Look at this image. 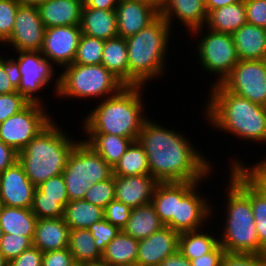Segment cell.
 <instances>
[{"label": "cell", "instance_id": "obj_1", "mask_svg": "<svg viewBox=\"0 0 266 266\" xmlns=\"http://www.w3.org/2000/svg\"><path fill=\"white\" fill-rule=\"evenodd\" d=\"M153 120L150 116L144 122L138 137L147 155L150 175L158 182L209 181L215 173L211 157L207 158L198 146L195 148L188 135L183 134L186 131Z\"/></svg>", "mask_w": 266, "mask_h": 266}, {"label": "cell", "instance_id": "obj_2", "mask_svg": "<svg viewBox=\"0 0 266 266\" xmlns=\"http://www.w3.org/2000/svg\"><path fill=\"white\" fill-rule=\"evenodd\" d=\"M209 87L207 100H202L204 122L238 141L265 145L266 107L228 91L221 83Z\"/></svg>", "mask_w": 266, "mask_h": 266}, {"label": "cell", "instance_id": "obj_3", "mask_svg": "<svg viewBox=\"0 0 266 266\" xmlns=\"http://www.w3.org/2000/svg\"><path fill=\"white\" fill-rule=\"evenodd\" d=\"M145 87L124 86L117 94L96 102L82 119V133L112 134L137 141L144 122L150 117L143 102Z\"/></svg>", "mask_w": 266, "mask_h": 266}, {"label": "cell", "instance_id": "obj_4", "mask_svg": "<svg viewBox=\"0 0 266 266\" xmlns=\"http://www.w3.org/2000/svg\"><path fill=\"white\" fill-rule=\"evenodd\" d=\"M172 28L159 15L146 28L125 38L128 56V86H147L167 74ZM170 44V45H169ZM169 53V54H167ZM167 67V68H166ZM160 78V79H158Z\"/></svg>", "mask_w": 266, "mask_h": 266}, {"label": "cell", "instance_id": "obj_5", "mask_svg": "<svg viewBox=\"0 0 266 266\" xmlns=\"http://www.w3.org/2000/svg\"><path fill=\"white\" fill-rule=\"evenodd\" d=\"M58 123L53 120L18 153V161L35 186L63 174L69 155L80 141Z\"/></svg>", "mask_w": 266, "mask_h": 266}, {"label": "cell", "instance_id": "obj_6", "mask_svg": "<svg viewBox=\"0 0 266 266\" xmlns=\"http://www.w3.org/2000/svg\"><path fill=\"white\" fill-rule=\"evenodd\" d=\"M225 186L222 194L226 205L220 204L226 210L221 217L224 223H217L218 232L221 230L216 233L219 244L227 252L266 254L259 242L250 199L230 179Z\"/></svg>", "mask_w": 266, "mask_h": 266}, {"label": "cell", "instance_id": "obj_7", "mask_svg": "<svg viewBox=\"0 0 266 266\" xmlns=\"http://www.w3.org/2000/svg\"><path fill=\"white\" fill-rule=\"evenodd\" d=\"M60 73V74H59ZM57 77V99L103 100L117 94L125 85L104 65L70 64ZM89 98V99H88ZM97 98V99H96Z\"/></svg>", "mask_w": 266, "mask_h": 266}, {"label": "cell", "instance_id": "obj_8", "mask_svg": "<svg viewBox=\"0 0 266 266\" xmlns=\"http://www.w3.org/2000/svg\"><path fill=\"white\" fill-rule=\"evenodd\" d=\"M190 36L199 39L194 47L199 68L215 77L211 85L222 83L240 60L232 34L214 32L203 26L193 30Z\"/></svg>", "mask_w": 266, "mask_h": 266}, {"label": "cell", "instance_id": "obj_9", "mask_svg": "<svg viewBox=\"0 0 266 266\" xmlns=\"http://www.w3.org/2000/svg\"><path fill=\"white\" fill-rule=\"evenodd\" d=\"M12 54L11 61L17 78V91L29 102L45 104V100L38 94L51 85L56 98L57 71L41 54L40 51H18ZM17 54V55H16ZM16 56V57H15ZM56 75V76H55ZM56 78V79H54ZM53 80V81H52ZM50 83V84H49ZM40 91V92H39Z\"/></svg>", "mask_w": 266, "mask_h": 266}, {"label": "cell", "instance_id": "obj_10", "mask_svg": "<svg viewBox=\"0 0 266 266\" xmlns=\"http://www.w3.org/2000/svg\"><path fill=\"white\" fill-rule=\"evenodd\" d=\"M202 182L207 183L206 179L201 182H177L176 217H172L165 225L166 227L183 233L201 229L206 224L208 227L210 221L214 224L212 221L218 217L214 216L219 214L215 212L217 207L212 206L210 199L204 196L203 191H200L201 186L205 185Z\"/></svg>", "mask_w": 266, "mask_h": 266}, {"label": "cell", "instance_id": "obj_11", "mask_svg": "<svg viewBox=\"0 0 266 266\" xmlns=\"http://www.w3.org/2000/svg\"><path fill=\"white\" fill-rule=\"evenodd\" d=\"M47 106L30 102L20 112L1 122L0 140L16 152H21L56 117L47 112Z\"/></svg>", "mask_w": 266, "mask_h": 266}, {"label": "cell", "instance_id": "obj_12", "mask_svg": "<svg viewBox=\"0 0 266 266\" xmlns=\"http://www.w3.org/2000/svg\"><path fill=\"white\" fill-rule=\"evenodd\" d=\"M221 84L228 91L266 107V59L239 60Z\"/></svg>", "mask_w": 266, "mask_h": 266}, {"label": "cell", "instance_id": "obj_13", "mask_svg": "<svg viewBox=\"0 0 266 266\" xmlns=\"http://www.w3.org/2000/svg\"><path fill=\"white\" fill-rule=\"evenodd\" d=\"M82 31L80 25L45 28L41 54L56 70L73 63Z\"/></svg>", "mask_w": 266, "mask_h": 266}, {"label": "cell", "instance_id": "obj_14", "mask_svg": "<svg viewBox=\"0 0 266 266\" xmlns=\"http://www.w3.org/2000/svg\"><path fill=\"white\" fill-rule=\"evenodd\" d=\"M44 32L45 26L40 18L38 7L19 5L13 31L3 47H11L12 52L40 51Z\"/></svg>", "mask_w": 266, "mask_h": 266}, {"label": "cell", "instance_id": "obj_15", "mask_svg": "<svg viewBox=\"0 0 266 266\" xmlns=\"http://www.w3.org/2000/svg\"><path fill=\"white\" fill-rule=\"evenodd\" d=\"M68 177L92 183L106 180L113 175V168L82 139L75 145L63 171Z\"/></svg>", "mask_w": 266, "mask_h": 266}, {"label": "cell", "instance_id": "obj_16", "mask_svg": "<svg viewBox=\"0 0 266 266\" xmlns=\"http://www.w3.org/2000/svg\"><path fill=\"white\" fill-rule=\"evenodd\" d=\"M36 186L25 174L17 161L0 174L1 205L17 208H31Z\"/></svg>", "mask_w": 266, "mask_h": 266}, {"label": "cell", "instance_id": "obj_17", "mask_svg": "<svg viewBox=\"0 0 266 266\" xmlns=\"http://www.w3.org/2000/svg\"><path fill=\"white\" fill-rule=\"evenodd\" d=\"M180 233L164 226L139 240L136 266H158L168 255L178 250Z\"/></svg>", "mask_w": 266, "mask_h": 266}, {"label": "cell", "instance_id": "obj_18", "mask_svg": "<svg viewBox=\"0 0 266 266\" xmlns=\"http://www.w3.org/2000/svg\"><path fill=\"white\" fill-rule=\"evenodd\" d=\"M228 169L227 179L250 199L253 217H266V175L250 167Z\"/></svg>", "mask_w": 266, "mask_h": 266}, {"label": "cell", "instance_id": "obj_19", "mask_svg": "<svg viewBox=\"0 0 266 266\" xmlns=\"http://www.w3.org/2000/svg\"><path fill=\"white\" fill-rule=\"evenodd\" d=\"M170 27L179 25L184 26L185 31L190 34L193 30L205 26L207 19V11L204 0H166L165 5L159 14ZM174 20V21H173Z\"/></svg>", "mask_w": 266, "mask_h": 266}, {"label": "cell", "instance_id": "obj_20", "mask_svg": "<svg viewBox=\"0 0 266 266\" xmlns=\"http://www.w3.org/2000/svg\"><path fill=\"white\" fill-rule=\"evenodd\" d=\"M118 36L127 38L152 23L159 13L145 3L120 0L115 8Z\"/></svg>", "mask_w": 266, "mask_h": 266}, {"label": "cell", "instance_id": "obj_21", "mask_svg": "<svg viewBox=\"0 0 266 266\" xmlns=\"http://www.w3.org/2000/svg\"><path fill=\"white\" fill-rule=\"evenodd\" d=\"M158 183L151 175L115 176V199L131 208L148 204Z\"/></svg>", "mask_w": 266, "mask_h": 266}, {"label": "cell", "instance_id": "obj_22", "mask_svg": "<svg viewBox=\"0 0 266 266\" xmlns=\"http://www.w3.org/2000/svg\"><path fill=\"white\" fill-rule=\"evenodd\" d=\"M84 0H47L38 6L45 28L80 25Z\"/></svg>", "mask_w": 266, "mask_h": 266}, {"label": "cell", "instance_id": "obj_23", "mask_svg": "<svg viewBox=\"0 0 266 266\" xmlns=\"http://www.w3.org/2000/svg\"><path fill=\"white\" fill-rule=\"evenodd\" d=\"M70 230L63 217L38 219L33 246L43 253L68 248Z\"/></svg>", "mask_w": 266, "mask_h": 266}, {"label": "cell", "instance_id": "obj_24", "mask_svg": "<svg viewBox=\"0 0 266 266\" xmlns=\"http://www.w3.org/2000/svg\"><path fill=\"white\" fill-rule=\"evenodd\" d=\"M240 60L266 59V29L250 23L232 34Z\"/></svg>", "mask_w": 266, "mask_h": 266}, {"label": "cell", "instance_id": "obj_25", "mask_svg": "<svg viewBox=\"0 0 266 266\" xmlns=\"http://www.w3.org/2000/svg\"><path fill=\"white\" fill-rule=\"evenodd\" d=\"M80 27L82 34L102 40L118 36L115 10L82 9Z\"/></svg>", "mask_w": 266, "mask_h": 266}, {"label": "cell", "instance_id": "obj_26", "mask_svg": "<svg viewBox=\"0 0 266 266\" xmlns=\"http://www.w3.org/2000/svg\"><path fill=\"white\" fill-rule=\"evenodd\" d=\"M246 23L245 4L240 2L209 11L204 27L214 32L233 34Z\"/></svg>", "mask_w": 266, "mask_h": 266}, {"label": "cell", "instance_id": "obj_27", "mask_svg": "<svg viewBox=\"0 0 266 266\" xmlns=\"http://www.w3.org/2000/svg\"><path fill=\"white\" fill-rule=\"evenodd\" d=\"M139 240L123 230L106 246L101 261L109 266H136Z\"/></svg>", "mask_w": 266, "mask_h": 266}, {"label": "cell", "instance_id": "obj_28", "mask_svg": "<svg viewBox=\"0 0 266 266\" xmlns=\"http://www.w3.org/2000/svg\"><path fill=\"white\" fill-rule=\"evenodd\" d=\"M37 220L38 218L34 215L31 208H17L1 205L0 227L3 233L20 234L29 237L33 241Z\"/></svg>", "mask_w": 266, "mask_h": 266}, {"label": "cell", "instance_id": "obj_29", "mask_svg": "<svg viewBox=\"0 0 266 266\" xmlns=\"http://www.w3.org/2000/svg\"><path fill=\"white\" fill-rule=\"evenodd\" d=\"M164 226L153 204L150 202L132 208L130 218L127 225L123 228V231L136 240H142L161 230Z\"/></svg>", "mask_w": 266, "mask_h": 266}, {"label": "cell", "instance_id": "obj_30", "mask_svg": "<svg viewBox=\"0 0 266 266\" xmlns=\"http://www.w3.org/2000/svg\"><path fill=\"white\" fill-rule=\"evenodd\" d=\"M81 138L97 152L112 168L133 142L132 139L112 134H82ZM87 137V138H86Z\"/></svg>", "mask_w": 266, "mask_h": 266}, {"label": "cell", "instance_id": "obj_31", "mask_svg": "<svg viewBox=\"0 0 266 266\" xmlns=\"http://www.w3.org/2000/svg\"><path fill=\"white\" fill-rule=\"evenodd\" d=\"M101 64L125 86H128V56L125 38L117 36L104 40Z\"/></svg>", "mask_w": 266, "mask_h": 266}, {"label": "cell", "instance_id": "obj_32", "mask_svg": "<svg viewBox=\"0 0 266 266\" xmlns=\"http://www.w3.org/2000/svg\"><path fill=\"white\" fill-rule=\"evenodd\" d=\"M206 226L204 228L180 233L178 250L188 260L208 254L219 244V236ZM204 229V230H203ZM213 232V233H212Z\"/></svg>", "mask_w": 266, "mask_h": 266}, {"label": "cell", "instance_id": "obj_33", "mask_svg": "<svg viewBox=\"0 0 266 266\" xmlns=\"http://www.w3.org/2000/svg\"><path fill=\"white\" fill-rule=\"evenodd\" d=\"M63 218L71 230L88 229L104 219V209L84 199L72 200L65 206Z\"/></svg>", "mask_w": 266, "mask_h": 266}, {"label": "cell", "instance_id": "obj_34", "mask_svg": "<svg viewBox=\"0 0 266 266\" xmlns=\"http://www.w3.org/2000/svg\"><path fill=\"white\" fill-rule=\"evenodd\" d=\"M68 250L73 260L81 263L99 262L102 253L96 247L95 239L88 229L70 230Z\"/></svg>", "mask_w": 266, "mask_h": 266}, {"label": "cell", "instance_id": "obj_35", "mask_svg": "<svg viewBox=\"0 0 266 266\" xmlns=\"http://www.w3.org/2000/svg\"><path fill=\"white\" fill-rule=\"evenodd\" d=\"M113 175H150L147 155L138 140L131 143L124 155L113 167Z\"/></svg>", "mask_w": 266, "mask_h": 266}, {"label": "cell", "instance_id": "obj_36", "mask_svg": "<svg viewBox=\"0 0 266 266\" xmlns=\"http://www.w3.org/2000/svg\"><path fill=\"white\" fill-rule=\"evenodd\" d=\"M151 203L161 222L166 225L172 217H176L177 182H159Z\"/></svg>", "mask_w": 266, "mask_h": 266}, {"label": "cell", "instance_id": "obj_37", "mask_svg": "<svg viewBox=\"0 0 266 266\" xmlns=\"http://www.w3.org/2000/svg\"><path fill=\"white\" fill-rule=\"evenodd\" d=\"M103 47L104 40L82 34L73 63L80 65L101 64Z\"/></svg>", "mask_w": 266, "mask_h": 266}, {"label": "cell", "instance_id": "obj_38", "mask_svg": "<svg viewBox=\"0 0 266 266\" xmlns=\"http://www.w3.org/2000/svg\"><path fill=\"white\" fill-rule=\"evenodd\" d=\"M84 200L104 209L115 200V176L95 183L87 192Z\"/></svg>", "mask_w": 266, "mask_h": 266}, {"label": "cell", "instance_id": "obj_39", "mask_svg": "<svg viewBox=\"0 0 266 266\" xmlns=\"http://www.w3.org/2000/svg\"><path fill=\"white\" fill-rule=\"evenodd\" d=\"M64 209L59 199L42 198V192L36 187L31 210L38 219L62 218Z\"/></svg>", "mask_w": 266, "mask_h": 266}, {"label": "cell", "instance_id": "obj_40", "mask_svg": "<svg viewBox=\"0 0 266 266\" xmlns=\"http://www.w3.org/2000/svg\"><path fill=\"white\" fill-rule=\"evenodd\" d=\"M32 246L33 241L29 237L4 233L0 241V253L9 262Z\"/></svg>", "mask_w": 266, "mask_h": 266}, {"label": "cell", "instance_id": "obj_41", "mask_svg": "<svg viewBox=\"0 0 266 266\" xmlns=\"http://www.w3.org/2000/svg\"><path fill=\"white\" fill-rule=\"evenodd\" d=\"M19 4L14 0H0V46L9 39Z\"/></svg>", "mask_w": 266, "mask_h": 266}, {"label": "cell", "instance_id": "obj_42", "mask_svg": "<svg viewBox=\"0 0 266 266\" xmlns=\"http://www.w3.org/2000/svg\"><path fill=\"white\" fill-rule=\"evenodd\" d=\"M36 187L42 192V198L59 199L64 208L69 202L63 174L51 177Z\"/></svg>", "mask_w": 266, "mask_h": 266}, {"label": "cell", "instance_id": "obj_43", "mask_svg": "<svg viewBox=\"0 0 266 266\" xmlns=\"http://www.w3.org/2000/svg\"><path fill=\"white\" fill-rule=\"evenodd\" d=\"M88 230L95 239L96 247L102 253L106 246L117 236L120 229L112 225L106 219L92 224Z\"/></svg>", "mask_w": 266, "mask_h": 266}, {"label": "cell", "instance_id": "obj_44", "mask_svg": "<svg viewBox=\"0 0 266 266\" xmlns=\"http://www.w3.org/2000/svg\"><path fill=\"white\" fill-rule=\"evenodd\" d=\"M30 102L18 91L0 94V123L24 109Z\"/></svg>", "mask_w": 266, "mask_h": 266}, {"label": "cell", "instance_id": "obj_45", "mask_svg": "<svg viewBox=\"0 0 266 266\" xmlns=\"http://www.w3.org/2000/svg\"><path fill=\"white\" fill-rule=\"evenodd\" d=\"M131 210L130 206L115 199L104 208V219L123 230L130 218Z\"/></svg>", "mask_w": 266, "mask_h": 266}, {"label": "cell", "instance_id": "obj_46", "mask_svg": "<svg viewBox=\"0 0 266 266\" xmlns=\"http://www.w3.org/2000/svg\"><path fill=\"white\" fill-rule=\"evenodd\" d=\"M0 53V94H9L17 91V78L11 57Z\"/></svg>", "mask_w": 266, "mask_h": 266}, {"label": "cell", "instance_id": "obj_47", "mask_svg": "<svg viewBox=\"0 0 266 266\" xmlns=\"http://www.w3.org/2000/svg\"><path fill=\"white\" fill-rule=\"evenodd\" d=\"M220 266H266V254H248L225 251Z\"/></svg>", "mask_w": 266, "mask_h": 266}, {"label": "cell", "instance_id": "obj_48", "mask_svg": "<svg viewBox=\"0 0 266 266\" xmlns=\"http://www.w3.org/2000/svg\"><path fill=\"white\" fill-rule=\"evenodd\" d=\"M247 23L266 29V0H245Z\"/></svg>", "mask_w": 266, "mask_h": 266}, {"label": "cell", "instance_id": "obj_49", "mask_svg": "<svg viewBox=\"0 0 266 266\" xmlns=\"http://www.w3.org/2000/svg\"><path fill=\"white\" fill-rule=\"evenodd\" d=\"M69 201L84 199L86 192L94 185L91 181L68 177L63 172Z\"/></svg>", "mask_w": 266, "mask_h": 266}, {"label": "cell", "instance_id": "obj_50", "mask_svg": "<svg viewBox=\"0 0 266 266\" xmlns=\"http://www.w3.org/2000/svg\"><path fill=\"white\" fill-rule=\"evenodd\" d=\"M73 256L68 248L43 253L42 266H70Z\"/></svg>", "mask_w": 266, "mask_h": 266}, {"label": "cell", "instance_id": "obj_51", "mask_svg": "<svg viewBox=\"0 0 266 266\" xmlns=\"http://www.w3.org/2000/svg\"><path fill=\"white\" fill-rule=\"evenodd\" d=\"M43 252L32 246L18 257L11 259L8 266H42Z\"/></svg>", "mask_w": 266, "mask_h": 266}, {"label": "cell", "instance_id": "obj_52", "mask_svg": "<svg viewBox=\"0 0 266 266\" xmlns=\"http://www.w3.org/2000/svg\"><path fill=\"white\" fill-rule=\"evenodd\" d=\"M224 253V248L220 244H218L208 254L202 255L196 259H191V266H220Z\"/></svg>", "mask_w": 266, "mask_h": 266}, {"label": "cell", "instance_id": "obj_53", "mask_svg": "<svg viewBox=\"0 0 266 266\" xmlns=\"http://www.w3.org/2000/svg\"><path fill=\"white\" fill-rule=\"evenodd\" d=\"M18 161V152L0 140V174Z\"/></svg>", "mask_w": 266, "mask_h": 266}, {"label": "cell", "instance_id": "obj_54", "mask_svg": "<svg viewBox=\"0 0 266 266\" xmlns=\"http://www.w3.org/2000/svg\"><path fill=\"white\" fill-rule=\"evenodd\" d=\"M158 266H191V263L190 260L177 250L168 255Z\"/></svg>", "mask_w": 266, "mask_h": 266}, {"label": "cell", "instance_id": "obj_55", "mask_svg": "<svg viewBox=\"0 0 266 266\" xmlns=\"http://www.w3.org/2000/svg\"><path fill=\"white\" fill-rule=\"evenodd\" d=\"M120 0H84V5L88 8L115 10Z\"/></svg>", "mask_w": 266, "mask_h": 266}, {"label": "cell", "instance_id": "obj_56", "mask_svg": "<svg viewBox=\"0 0 266 266\" xmlns=\"http://www.w3.org/2000/svg\"><path fill=\"white\" fill-rule=\"evenodd\" d=\"M260 245L266 250V217H254Z\"/></svg>", "mask_w": 266, "mask_h": 266}, {"label": "cell", "instance_id": "obj_57", "mask_svg": "<svg viewBox=\"0 0 266 266\" xmlns=\"http://www.w3.org/2000/svg\"><path fill=\"white\" fill-rule=\"evenodd\" d=\"M245 0H204L207 13L211 10L227 6L234 3L244 2Z\"/></svg>", "mask_w": 266, "mask_h": 266}, {"label": "cell", "instance_id": "obj_58", "mask_svg": "<svg viewBox=\"0 0 266 266\" xmlns=\"http://www.w3.org/2000/svg\"><path fill=\"white\" fill-rule=\"evenodd\" d=\"M141 3H145L155 9L159 14L161 13L166 0H133Z\"/></svg>", "mask_w": 266, "mask_h": 266}, {"label": "cell", "instance_id": "obj_59", "mask_svg": "<svg viewBox=\"0 0 266 266\" xmlns=\"http://www.w3.org/2000/svg\"><path fill=\"white\" fill-rule=\"evenodd\" d=\"M19 5L39 6L47 0H14Z\"/></svg>", "mask_w": 266, "mask_h": 266}, {"label": "cell", "instance_id": "obj_60", "mask_svg": "<svg viewBox=\"0 0 266 266\" xmlns=\"http://www.w3.org/2000/svg\"><path fill=\"white\" fill-rule=\"evenodd\" d=\"M84 266H109L103 261L92 262V263H84Z\"/></svg>", "mask_w": 266, "mask_h": 266}, {"label": "cell", "instance_id": "obj_61", "mask_svg": "<svg viewBox=\"0 0 266 266\" xmlns=\"http://www.w3.org/2000/svg\"><path fill=\"white\" fill-rule=\"evenodd\" d=\"M9 262L4 258V256L0 253V266H8Z\"/></svg>", "mask_w": 266, "mask_h": 266}, {"label": "cell", "instance_id": "obj_62", "mask_svg": "<svg viewBox=\"0 0 266 266\" xmlns=\"http://www.w3.org/2000/svg\"><path fill=\"white\" fill-rule=\"evenodd\" d=\"M70 266H84V263L73 261V263Z\"/></svg>", "mask_w": 266, "mask_h": 266}, {"label": "cell", "instance_id": "obj_63", "mask_svg": "<svg viewBox=\"0 0 266 266\" xmlns=\"http://www.w3.org/2000/svg\"><path fill=\"white\" fill-rule=\"evenodd\" d=\"M3 230H2V228L0 227V241H1V239H2V237H3Z\"/></svg>", "mask_w": 266, "mask_h": 266}]
</instances>
